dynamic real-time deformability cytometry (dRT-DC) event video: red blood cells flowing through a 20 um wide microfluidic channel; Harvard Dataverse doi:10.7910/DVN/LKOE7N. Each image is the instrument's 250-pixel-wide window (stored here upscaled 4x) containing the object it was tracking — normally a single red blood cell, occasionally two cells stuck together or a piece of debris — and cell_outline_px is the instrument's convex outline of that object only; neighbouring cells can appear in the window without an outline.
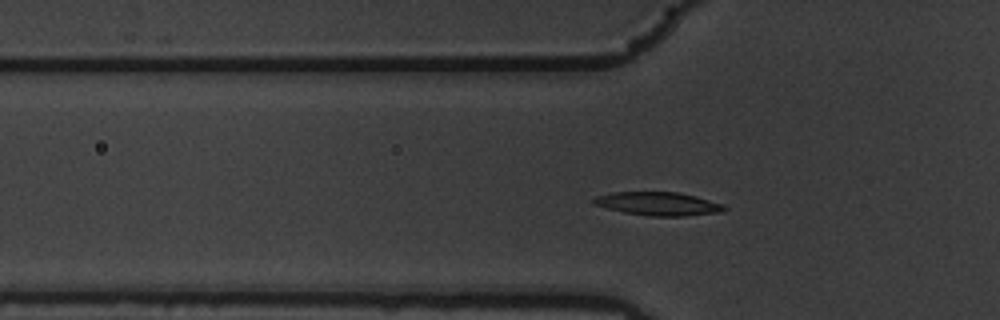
{"species": "common noctule bat (a hibernating species)", "species_latin": "Nyctalus noctula", "temperature_condition": "warm", "stored_images_in_passage": 43, "camera_frame_rate_fps": 3000, "um_per_image_px": 0.085, "animal": {"sex": "male", "body_mass_g": 19.5, "forearm_length_mm": 54.6}, "frame": {"image": 1, "passage_image": 3, "time_ms": 0.667, "image_size_px": [1000, 320], "cell_outline_px": [[728, 208], [724, 212], [684, 216], [652, 216], [624, 212], [592, 204], [588, 200], [596, 196], [612, 192], [680, 192], [696, 196], [724, 204]], "centroid_in_image_um": [55.96, 17.31], "position_along_channel_um": 69.8, "area_um2": 18.03}}
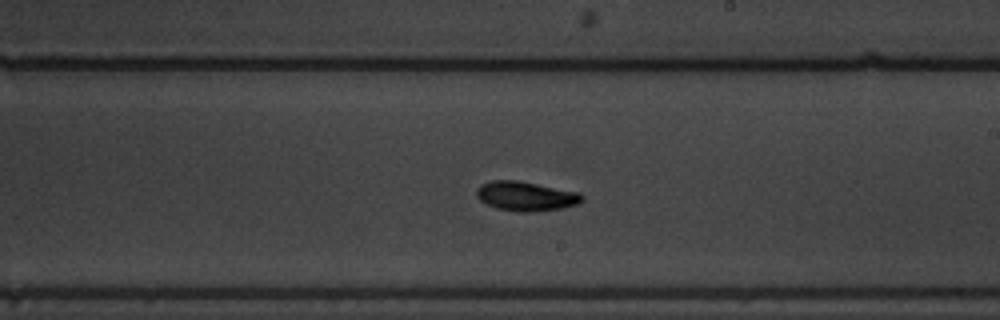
{"frame": {"image": 2, "passage_image": 18, "time_ms": 5.667, "image_size_px": [1000, 320], "cell_outline_px": [[584, 200], [580, 204], [564, 208], [532, 212], [524, 212], [496, 208], [484, 204], [476, 196], [476, 188], [480, 184], [492, 180], [516, 180], [580, 192], [584, 196]], "centroid_in_image_um": [44.71, 16.68], "position_along_channel_um": 244.3, "area_um2": 18.38}}
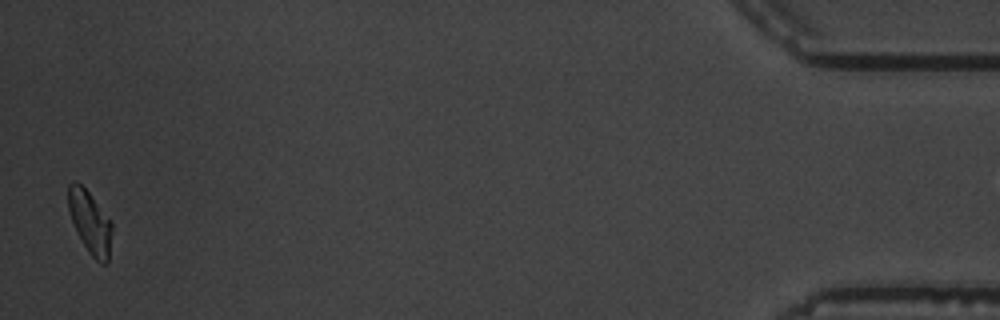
{"frame": {"image": 3, "passage_image": 41, "time_ms": 13.333, "image_size_px": [1000, 320], "cell_outline_px": [[112, 232], [108, 264], [100, 264], [88, 252], [72, 220], [68, 208], [68, 184], [72, 180], [76, 180], [88, 192], [112, 224]], "centroid_in_image_um": [7.65, 18.9], "position_along_channel_um": 427.5, "area_um2": 15.61}, "authors_computed_cell_mechanics": {"area_um2": 16.8198, "velocity_mm_per_s": 3.4996, "shape_relaxation_time_tau1_ms": 2.5609, "shape_relaxation_time_tau2_ms": null, "deformation_change_tau1": 0.1097, "deformation_change_tau2": null}}